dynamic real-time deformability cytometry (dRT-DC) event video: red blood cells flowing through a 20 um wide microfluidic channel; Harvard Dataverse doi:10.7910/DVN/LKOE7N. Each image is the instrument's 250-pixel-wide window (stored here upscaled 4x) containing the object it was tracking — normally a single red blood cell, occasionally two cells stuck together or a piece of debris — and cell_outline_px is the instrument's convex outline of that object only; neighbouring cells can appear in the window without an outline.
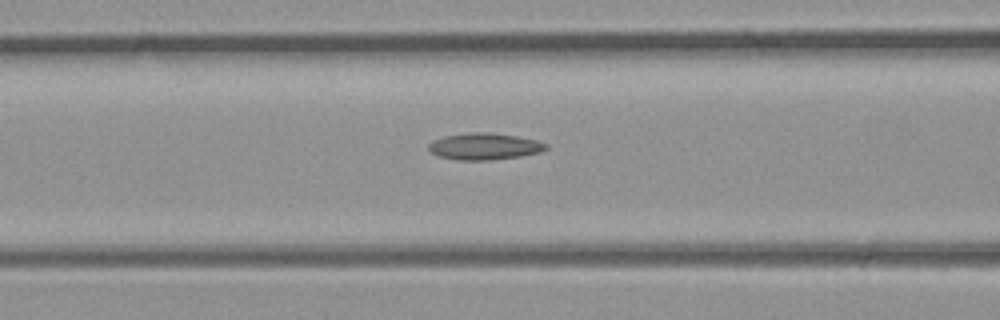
{"species": "common noctule bat (a hibernating species)", "species_latin": "Nyctalus noctula", "temperature_condition": "room temperature", "stored_images_in_passage": 14, "camera_frame_rate_fps": 3000, "um_per_image_px": 0.085, "animal": {"sex": "male", "body_mass_g": 23.1, "forearm_length_mm": 52.7}, "frame": {"image": 1, "passage_image": 6, "time_ms": 1.667, "image_size_px": [1000, 320], "cell_outline_px": [[548, 148], [540, 152], [520, 156], [488, 160], [460, 160], [440, 156], [432, 152], [428, 148], [428, 144], [432, 140], [444, 136], [476, 132], [484, 132], [516, 136], [536, 140], [548, 144]], "centroid_in_image_um": [41.18, 12.44], "position_along_channel_um": 125.4, "area_um2": 17.98}}
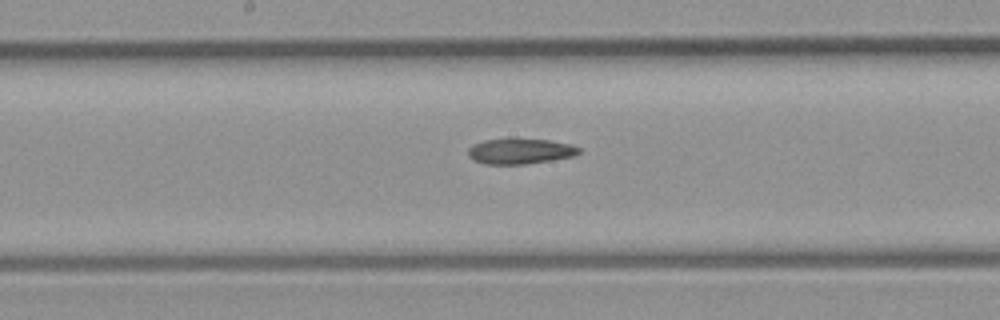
{"frame": {"image": 2, "passage_image": 10, "time_ms": 3.0, "image_size_px": [1000, 320], "cell_outline_px": [[580, 152], [572, 156], [552, 160], [528, 164], [484, 164], [472, 160], [468, 156], [468, 148], [484, 140], [548, 140], [572, 144], [580, 148]], "centroid_in_image_um": [44.21, 12.88], "position_along_channel_um": 204.0, "area_um2": 16.13}}
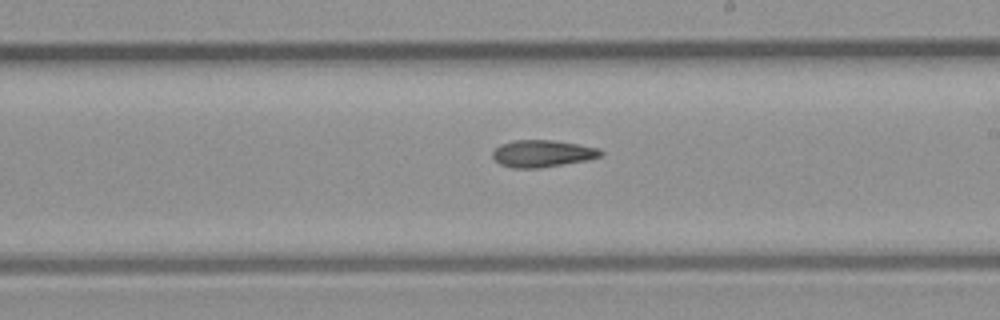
{"frame": {"image": 3, "passage_image": 12, "time_ms": 3.667, "image_size_px": [1000, 320], "cell_outline_px": [[604, 152], [600, 156], [588, 160], [540, 168], [512, 168], [500, 164], [492, 156], [492, 152], [500, 144], [516, 140], [552, 140], [600, 148]], "centroid_in_image_um": [46.11, 13.05], "position_along_channel_um": 242.9, "area_um2": 16.99}}